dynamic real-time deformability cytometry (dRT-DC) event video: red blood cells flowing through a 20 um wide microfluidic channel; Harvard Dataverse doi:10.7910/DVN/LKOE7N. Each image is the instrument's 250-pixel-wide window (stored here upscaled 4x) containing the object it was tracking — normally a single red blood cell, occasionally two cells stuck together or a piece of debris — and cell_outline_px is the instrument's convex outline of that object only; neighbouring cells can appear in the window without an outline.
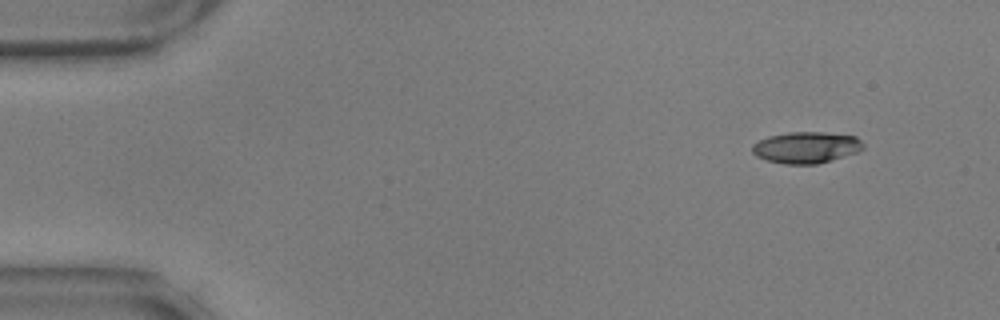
{"species": "common noctule bat (a hibernating species)", "species_latin": "Nyctalus noctula", "temperature_condition": "warm", "stored_images_in_passage": 27, "camera_frame_rate_fps": 3000, "um_per_image_px": 0.085, "animal": {"sex": "male", "body_mass_g": 17.9, "forearm_length_mm": 54.2}, "frame": {"image": 1, "passage_image": 1, "time_ms": 0.0, "image_size_px": [1000, 320], "cell_outline_px": [[864, 148], [856, 152], [832, 160], [816, 164], [784, 164], [768, 160], [756, 156], [752, 152], [752, 144], [768, 136], [788, 132], [824, 132], [856, 136], [864, 144]], "centroid_in_image_um": [68.52, 12.53], "position_along_channel_um": 16.5, "area_um2": 20.29}}
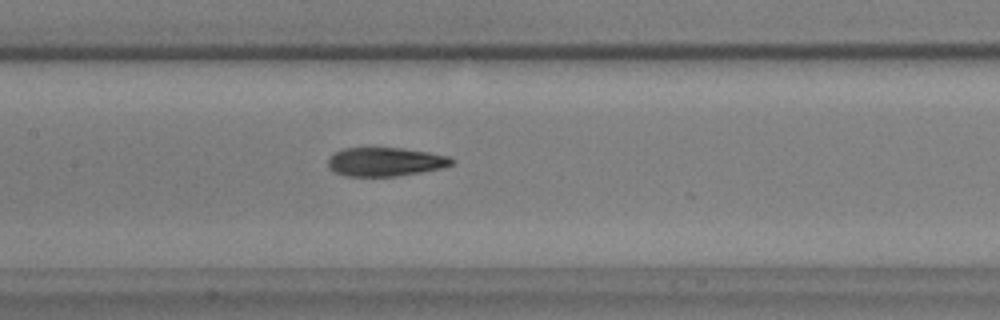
{"frame": {"image": 2, "passage_image": 23, "time_ms": 7.333, "image_size_px": [1000, 320], "cell_outline_px": [[456, 164], [440, 168], [420, 172], [396, 176], [344, 176], [332, 172], [328, 168], [328, 156], [332, 152], [344, 148], [400, 148], [428, 152], [448, 156], [456, 160]], "centroid_in_image_um": [32.71, 13.75], "position_along_channel_um": 174.7, "area_um2": 20.98}}
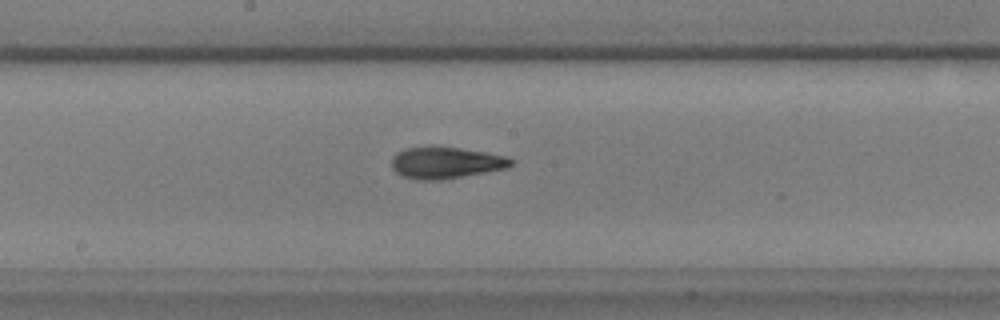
{"frame": {"image": 3, "passage_image": 26, "time_ms": 8.333, "image_size_px": [1000, 320], "cell_outline_px": [[516, 160], [508, 168], [440, 180], [416, 180], [400, 176], [392, 168], [392, 156], [396, 152], [404, 148], [432, 144], [488, 152], [508, 156]], "centroid_in_image_um": [37.87, 13.8], "position_along_channel_um": 210.3, "area_um2": 22.77}}